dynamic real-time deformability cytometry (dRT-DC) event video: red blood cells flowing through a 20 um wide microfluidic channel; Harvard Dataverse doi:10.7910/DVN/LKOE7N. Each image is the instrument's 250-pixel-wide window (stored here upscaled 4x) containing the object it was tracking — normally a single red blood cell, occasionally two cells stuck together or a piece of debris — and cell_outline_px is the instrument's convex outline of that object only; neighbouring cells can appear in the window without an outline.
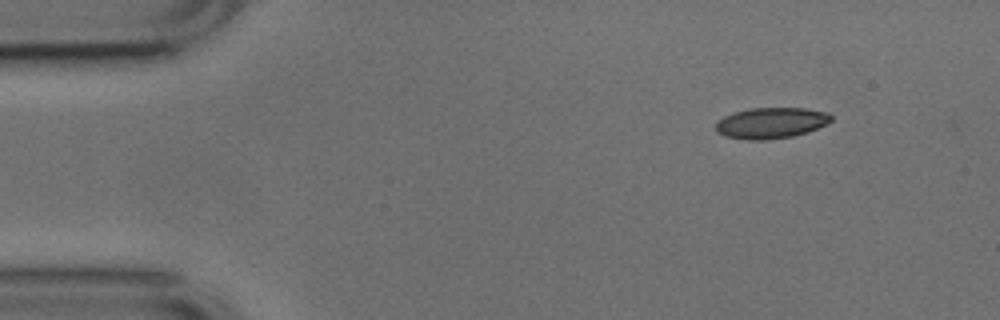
{"species": "common noctule bat (a hibernating species)", "species_latin": "Nyctalus noctula", "temperature_condition": "cold", "stored_images_in_passage": 47, "camera_frame_rate_fps": 3000, "um_per_image_px": 0.085, "animal": {"sex": "male", "body_mass_g": 17.9, "forearm_length_mm": 54.2}, "frame": {"image": 1, "passage_image": 1, "time_ms": 0.0, "image_size_px": [1000, 320], "cell_outline_px": [[832, 120], [808, 132], [792, 136], [764, 140], [744, 140], [724, 136], [716, 132], [716, 124], [724, 116], [736, 112], [752, 108], [804, 108], [828, 112], [832, 116]], "centroid_in_image_um": [65.53, 10.46], "position_along_channel_um": 19.5, "area_um2": 20.69}}
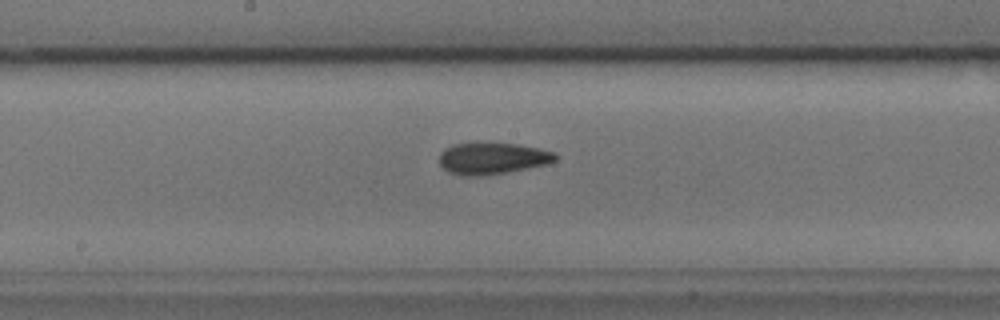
{"frame": {"image": 2, "passage_image": 22, "time_ms": 7.0, "image_size_px": [1000, 320], "cell_outline_px": [[556, 160], [548, 164], [504, 172], [480, 176], [464, 176], [448, 172], [440, 164], [440, 152], [444, 148], [452, 144], [476, 140], [516, 144], [556, 152]], "centroid_in_image_um": [41.79, 13.42], "position_along_channel_um": 206.4, "area_um2": 21.91}}
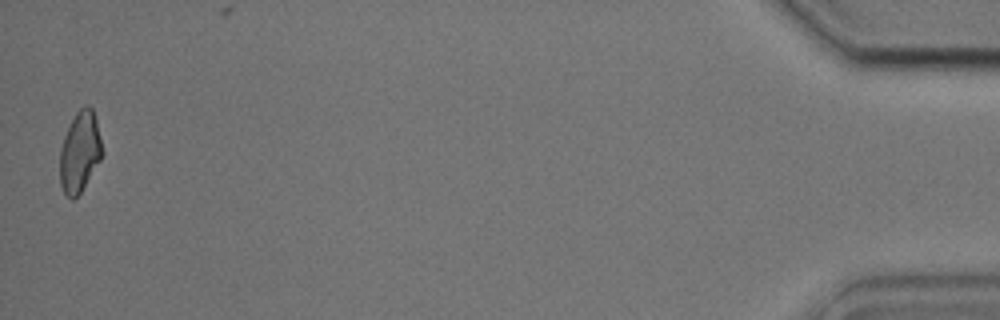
{"frame": {"image": 3, "passage_image": 47, "time_ms": 15.333, "image_size_px": [1000, 320], "cell_outline_px": [[104, 152], [100, 160], [80, 192], [72, 200], [64, 192], [60, 184], [60, 148], [64, 136], [76, 112], [84, 104], [88, 104], [92, 108], [96, 120]], "centroid_in_image_um": [6.79, 12.88], "position_along_channel_um": 428.4, "area_um2": 19.71}, "authors_computed_cell_mechanics": {"area_um2": 20.7502, "velocity_mm_per_s": 3.7932, "shape_relaxation_time_tau1_ms": 7.7504, "shape_relaxation_time_tau2_ms": 3.3438, "deformation_change_tau1": 0.1421, "deformation_change_tau2": 0.1025}}